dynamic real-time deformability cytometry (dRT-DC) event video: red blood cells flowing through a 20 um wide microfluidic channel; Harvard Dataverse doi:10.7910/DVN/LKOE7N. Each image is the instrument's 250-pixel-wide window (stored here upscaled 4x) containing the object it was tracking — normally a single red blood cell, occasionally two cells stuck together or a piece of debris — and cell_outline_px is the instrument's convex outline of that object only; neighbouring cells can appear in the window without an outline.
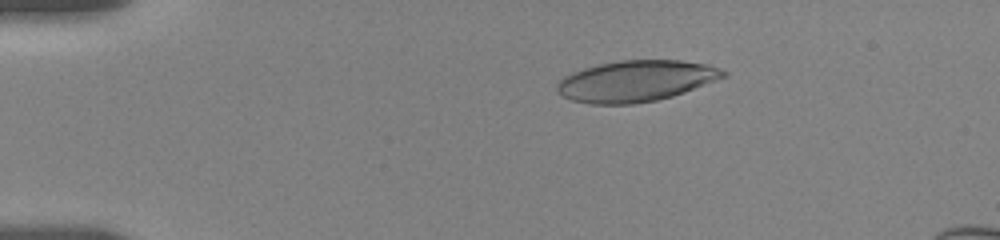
{"species": "human", "species_latin": "Homo sapiens", "temperature_condition": "room temperature", "stored_images_in_passage": 12, "camera_frame_rate_fps": 3000, "um_per_image_px": 0.085, "donor": {"sex": "female"}, "frame": {"image": 1, "passage_image": 5, "time_ms": 2.667, "image_size_px": [1000, 240], "cell_outline_px": [[728, 76], [684, 92], [672, 96], [656, 100], [632, 104], [592, 104], [572, 100], [564, 96], [556, 88], [556, 84], [564, 76], [572, 72], [584, 68], [600, 64], [620, 60], [680, 60], [708, 64], [720, 68], [728, 72]], "centroid_in_image_um": [54.09, 6.88], "position_along_channel_um": 30.9, "area_um2": 39.77}}
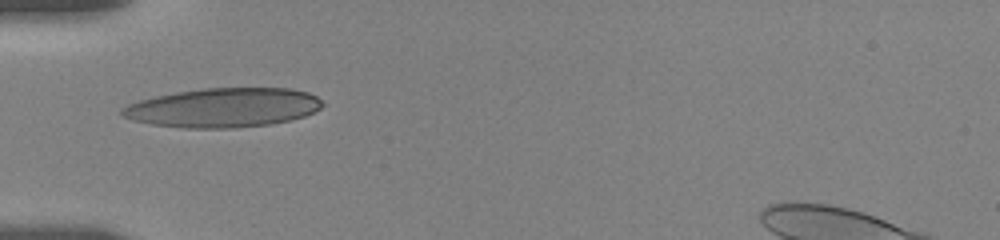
{"frame": {"image": 2, "passage_image": 9, "time_ms": 5.333, "image_size_px": [1000, 240], "cell_outline_px": [[324, 104], [320, 108], [304, 116], [288, 120], [268, 124], [232, 128], [184, 128], [152, 124], [132, 120], [124, 116], [120, 112], [120, 108], [128, 104], [140, 100], [156, 96], [176, 92], [204, 88], [292, 88], [308, 92], [316, 96]], "centroid_in_image_um": [18.96, 9.14], "position_along_channel_um": 66.0, "area_um2": 45.66}}
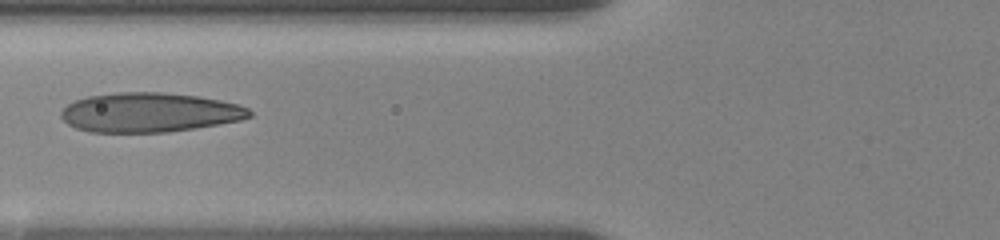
{"frame": {"image": 3, "passage_image": 11, "time_ms": 6.667, "image_size_px": [1000, 240], "cell_outline_px": [[252, 116], [240, 120], [220, 124], [168, 132], [88, 132], [76, 128], [68, 124], [60, 116], [60, 112], [68, 104], [76, 100], [88, 96], [120, 92], [160, 92], [196, 96], [220, 100], [236, 104], [248, 108], [252, 112]], "centroid_in_image_um": [12.69, 9.56], "position_along_channel_um": 113.1, "area_um2": 43.18}}